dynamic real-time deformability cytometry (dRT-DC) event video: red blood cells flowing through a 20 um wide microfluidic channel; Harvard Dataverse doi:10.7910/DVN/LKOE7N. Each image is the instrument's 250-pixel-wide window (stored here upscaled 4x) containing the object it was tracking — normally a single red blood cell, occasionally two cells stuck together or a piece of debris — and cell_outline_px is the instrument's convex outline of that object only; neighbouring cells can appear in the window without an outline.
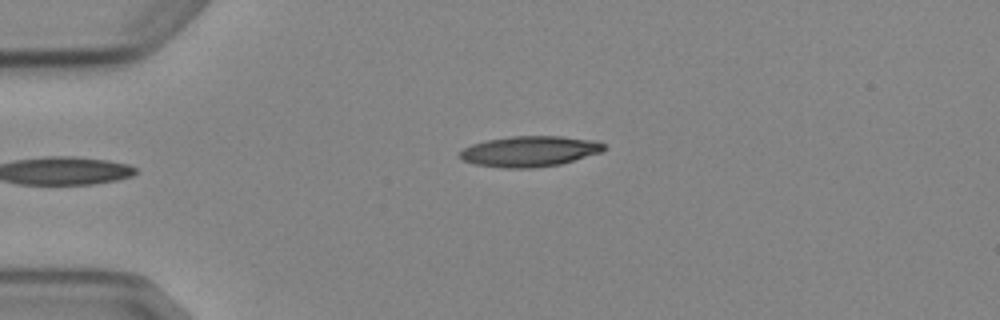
{"species": "Egyptian fruit bat (a non-hibernating species)", "species_latin": "Rousettus aegyptiacus", "temperature_condition": "cold", "stored_images_in_passage": 5, "camera_frame_rate_fps": 3000, "um_per_image_px": 0.085, "animal": {"sex": "female"}, "frame": {"image": 1, "passage_image": 5, "time_ms": 4.667, "image_size_px": [1000, 320], "cell_outline_px": [[608, 148], [604, 152], [560, 164], [532, 168], [504, 168], [476, 164], [460, 160], [460, 152], [464, 148], [472, 144], [484, 140], [512, 136], [560, 136], [596, 140], [604, 144]], "centroid_in_image_um": [45.06, 12.86], "position_along_channel_um": 39.9, "area_um2": 25.95}}